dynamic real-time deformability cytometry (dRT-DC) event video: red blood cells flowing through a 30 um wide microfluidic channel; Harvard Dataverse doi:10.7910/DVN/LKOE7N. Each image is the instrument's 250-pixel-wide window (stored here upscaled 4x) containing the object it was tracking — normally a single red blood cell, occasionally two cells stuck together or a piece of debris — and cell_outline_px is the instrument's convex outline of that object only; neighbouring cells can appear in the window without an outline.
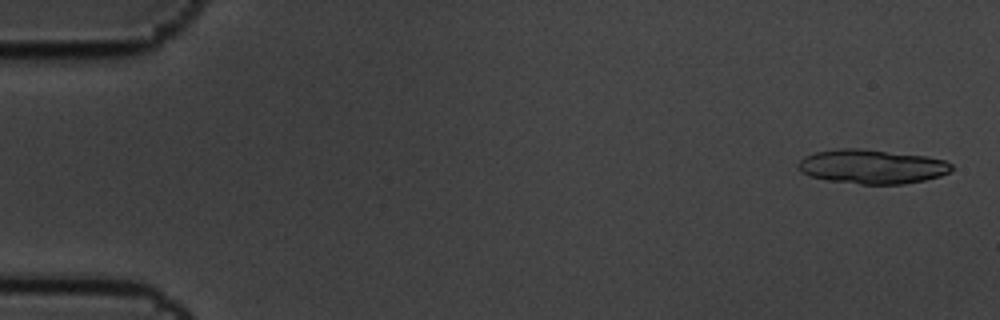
{"species": "common noctule bat (a hibernating species)", "species_latin": "Nyctalus noctula", "temperature_condition": "cold", "stored_images_in_passage": 6, "segment_of_instrument_passage": [1, 2], "camera_frame_rate_fps": 3000, "um_per_image_px": 0.085, "animal": {"sex": "male", "body_mass_g": 19.5, "forearm_length_mm": 54.6}, "frame": {"image": 1, "passage_image": 1, "time_ms": 0.0, "image_size_px": [1000, 320], "cell_outline_px": [[952, 168], [948, 172], [940, 176], [924, 180], [904, 184], [860, 184], [828, 180], [808, 176], [800, 172], [796, 168], [796, 164], [804, 156], [816, 152], [840, 148], [860, 148], [928, 156], [944, 160], [952, 164]], "centroid_in_image_um": [74.07, 14.15], "position_along_channel_um": 10.9, "area_um2": 30.81}}